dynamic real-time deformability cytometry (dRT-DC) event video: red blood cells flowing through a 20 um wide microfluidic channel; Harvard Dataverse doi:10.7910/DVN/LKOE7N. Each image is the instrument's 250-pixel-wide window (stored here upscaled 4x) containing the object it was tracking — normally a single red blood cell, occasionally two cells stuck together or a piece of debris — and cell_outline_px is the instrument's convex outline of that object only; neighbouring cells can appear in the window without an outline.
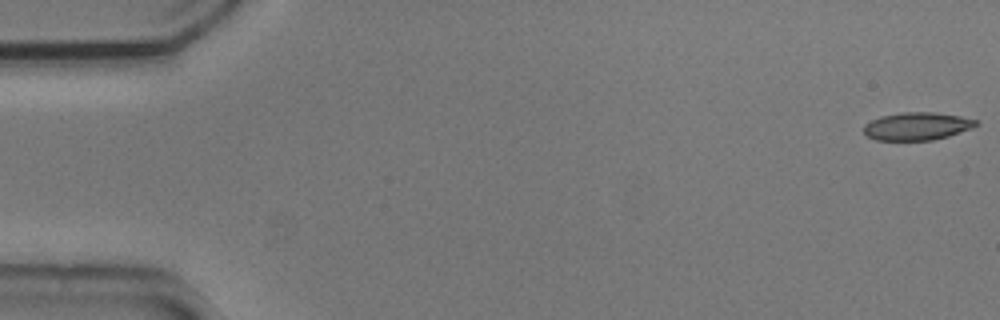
{"species": "common noctule bat (a hibernating species)", "species_latin": "Nyctalus noctula", "temperature_condition": "cold", "stored_images_in_passage": 54, "camera_frame_rate_fps": 3000, "um_per_image_px": 0.085, "animal": {"sex": "male", "body_mass_g": 20.5, "forearm_length_mm": 52.5}, "frame": {"image": 1, "passage_image": 1, "time_ms": 0.0, "image_size_px": [1000, 320], "cell_outline_px": [[980, 124], [972, 128], [948, 136], [932, 140], [876, 140], [868, 136], [864, 132], [864, 124], [880, 116], [904, 112], [932, 112], [960, 116], [976, 120]], "centroid_in_image_um": [77.95, 10.73], "position_along_channel_um": 7.1, "area_um2": 18.09}}
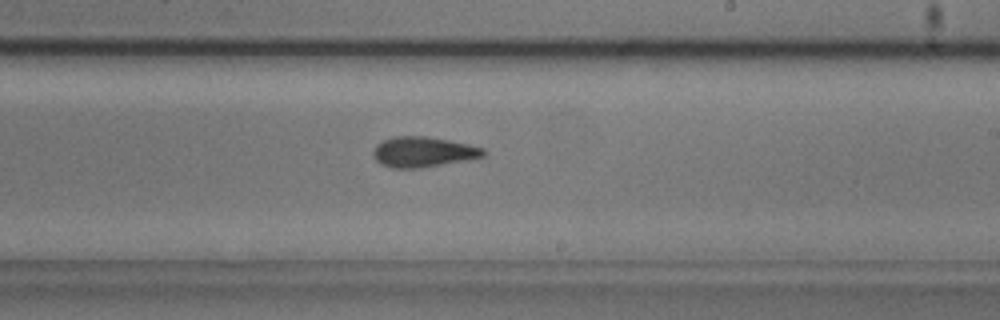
{"frame": {"image": 2, "passage_image": 32, "time_ms": 10.333, "image_size_px": [1000, 320], "cell_outline_px": [[488, 152], [484, 156], [468, 160], [420, 168], [392, 168], [380, 164], [372, 156], [372, 152], [376, 144], [392, 136], [424, 136], [448, 140], [468, 144], [484, 148]], "centroid_in_image_um": [35.96, 12.92], "position_along_channel_um": 253.0, "area_um2": 19.65}}
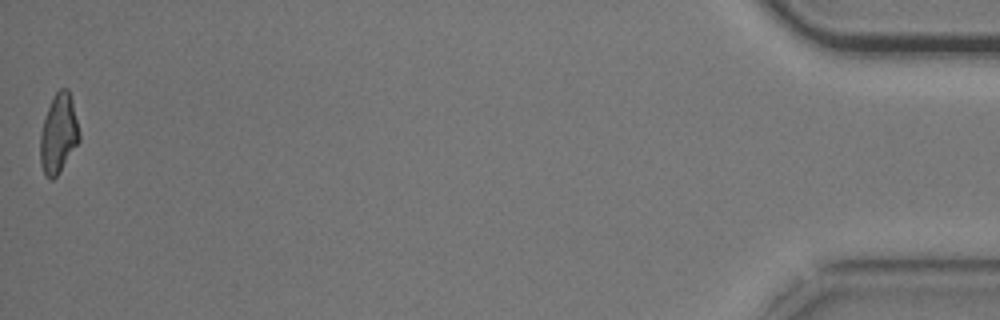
{"frame": {"image": 3, "passage_image": 54, "time_ms": 17.667, "image_size_px": [1000, 320], "cell_outline_px": [[80, 140], [60, 172], [52, 180], [48, 180], [44, 176], [40, 164], [40, 132], [48, 108], [56, 92], [60, 88], [68, 88], [72, 100], [80, 132]], "centroid_in_image_um": [4.97, 11.41], "position_along_channel_um": 430.2, "area_um2": 18.15}, "authors_computed_cell_mechanics": {"area_um2": 19.074, "velocity_mm_per_s": 3.7404, "shape_relaxation_time_tau1_ms": 4.835, "shape_relaxation_time_tau2_ms": 2.2668, "deformation_change_tau1": 0.1616, "deformation_change_tau2": 0.101}}